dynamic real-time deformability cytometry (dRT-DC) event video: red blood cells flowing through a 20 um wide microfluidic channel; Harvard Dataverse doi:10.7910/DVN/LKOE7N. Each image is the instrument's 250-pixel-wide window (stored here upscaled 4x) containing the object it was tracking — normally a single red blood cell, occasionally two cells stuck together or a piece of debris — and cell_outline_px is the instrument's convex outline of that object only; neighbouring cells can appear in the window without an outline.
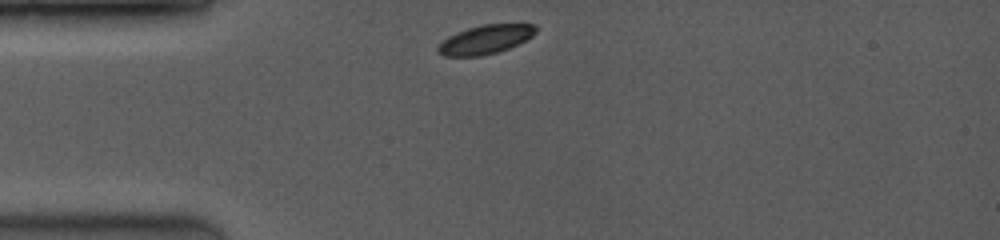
{"species": "common noctule bat (a hibernating species)", "species_latin": "Nyctalus noctula", "temperature_condition": "room temperature", "stored_images_in_passage": 7, "camera_frame_rate_fps": 3500, "um_per_image_px": 0.085, "animal": {"sex": "female", "body_mass_g": 19.0, "forearm_length_mm": 53.3}, "frame": {"image": 1, "passage_image": 1, "time_ms": 0.0, "image_size_px": [1000, 240], "cell_outline_px": [[536, 32], [532, 36], [508, 48], [496, 52], [480, 56], [444, 56], [436, 52], [436, 48], [448, 36], [456, 32], [468, 28], [484, 24], [536, 24]], "centroid_in_image_um": [41.23, 3.35], "position_along_channel_um": 43.8, "area_um2": 16.3}}
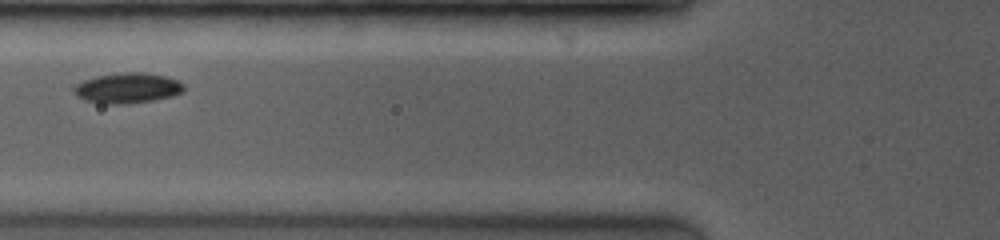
{"frame": {"image": 2, "passage_image": 6, "time_ms": 2.286, "image_size_px": [1000, 240], "cell_outline_px": [[184, 92], [172, 96], [152, 100], [124, 104], [108, 104], [84, 100], [76, 96], [72, 88], [76, 84], [84, 80], [96, 76], [128, 72], [140, 72], [168, 76], [184, 84]], "centroid_in_image_um": [10.84, 7.48], "position_along_channel_um": 115.0, "area_um2": 19.42}}